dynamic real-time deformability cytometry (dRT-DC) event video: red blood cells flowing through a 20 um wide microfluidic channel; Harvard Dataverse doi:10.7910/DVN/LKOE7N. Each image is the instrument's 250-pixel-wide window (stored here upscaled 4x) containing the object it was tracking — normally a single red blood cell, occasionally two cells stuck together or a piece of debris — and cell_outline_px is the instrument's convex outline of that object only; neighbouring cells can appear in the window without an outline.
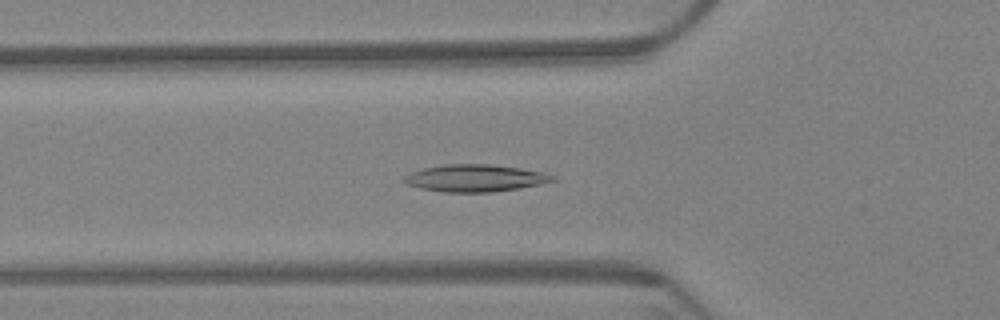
{"species": "Egyptian fruit bat (a non-hibernating species)", "species_latin": "Rousettus aegyptiacus", "temperature_condition": "warm", "stored_images_in_passage": 62, "camera_frame_rate_fps": 3000, "um_per_image_px": 0.085, "animal": {"sex": "female"}, "frame": {"image": 1, "passage_image": 22, "time_ms": 7.0, "image_size_px": [1000, 320], "cell_outline_px": [[556, 180], [540, 184], [520, 188], [492, 192], [440, 192], [420, 188], [408, 184], [404, 180], [404, 176], [412, 172], [424, 168], [444, 164], [488, 164], [520, 168], [544, 172], [556, 176]], "centroid_in_image_um": [40.42, 15.14], "position_along_channel_um": 85.4, "area_um2": 23.47}}
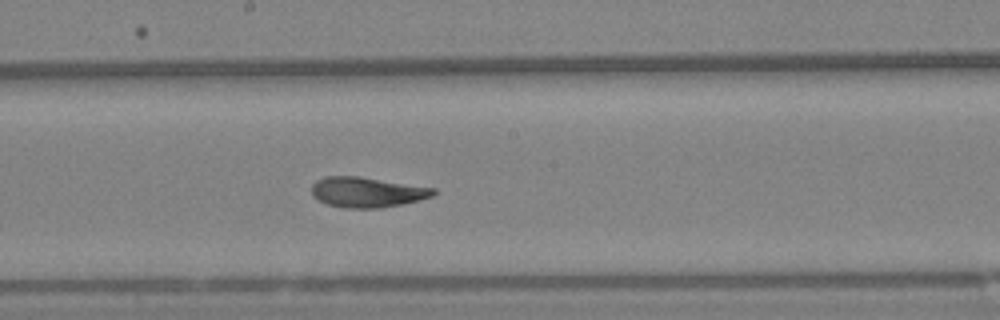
{"frame": {"image": 2, "passage_image": 34, "time_ms": 11.0, "image_size_px": [1000, 320], "cell_outline_px": [[436, 192], [432, 196], [420, 200], [380, 208], [344, 208], [328, 204], [316, 200], [312, 196], [312, 184], [316, 180], [324, 176], [360, 176], [436, 188]], "centroid_in_image_um": [31.17, 16.33], "position_along_channel_um": 217.0, "area_um2": 21.62}}
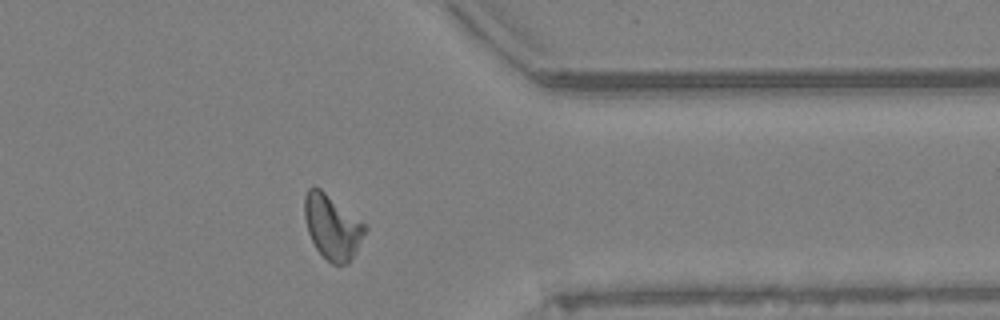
{"frame": {"image": 3, "passage_image": 50, "time_ms": 16.333, "image_size_px": [1000, 320], "cell_outline_px": [[368, 228], [348, 264], [332, 264], [316, 248], [308, 232], [304, 216], [304, 196], [308, 188], [312, 184], [320, 188], [368, 224]], "centroid_in_image_um": [28.25, 19.23], "position_along_channel_um": 383.2, "area_um2": 22.89}, "authors_computed_cell_mechanics": {"area_um2": 22.0507, "velocity_mm_per_s": 3.2999, "shape_relaxation_time_tau1_ms": 7.406, "shape_relaxation_time_tau2_ms": 2.5221, "deformation_change_tau1": 0.1815, "deformation_change_tau2": 0.0881}}